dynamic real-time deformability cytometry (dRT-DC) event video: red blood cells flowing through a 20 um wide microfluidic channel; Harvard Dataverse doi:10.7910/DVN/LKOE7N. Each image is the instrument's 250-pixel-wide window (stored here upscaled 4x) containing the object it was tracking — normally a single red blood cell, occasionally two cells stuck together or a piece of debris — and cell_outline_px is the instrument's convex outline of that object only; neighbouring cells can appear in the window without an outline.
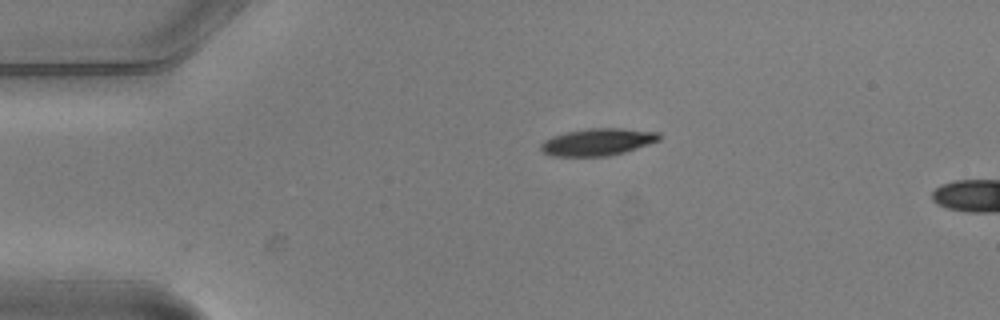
{"species": "common noctule bat (a hibernating species)", "species_latin": "Nyctalus noctula", "temperature_condition": "warm", "stored_images_in_passage": 2, "camera_frame_rate_fps": 3000, "um_per_image_px": 0.085, "animal": {"sex": "male", "body_mass_g": 20.5, "forearm_length_mm": 52.5}, "frame": {"image": 1, "passage_image": 1, "time_ms": 0.0, "image_size_px": [1000, 320], "cell_outline_px": [[660, 140], [624, 152], [608, 156], [556, 156], [544, 152], [540, 148], [540, 144], [544, 140], [552, 136], [564, 132], [588, 128], [624, 128], [660, 132]], "centroid_in_image_um": [50.8, 12.05], "position_along_channel_um": 34.2, "area_um2": 18.73}}